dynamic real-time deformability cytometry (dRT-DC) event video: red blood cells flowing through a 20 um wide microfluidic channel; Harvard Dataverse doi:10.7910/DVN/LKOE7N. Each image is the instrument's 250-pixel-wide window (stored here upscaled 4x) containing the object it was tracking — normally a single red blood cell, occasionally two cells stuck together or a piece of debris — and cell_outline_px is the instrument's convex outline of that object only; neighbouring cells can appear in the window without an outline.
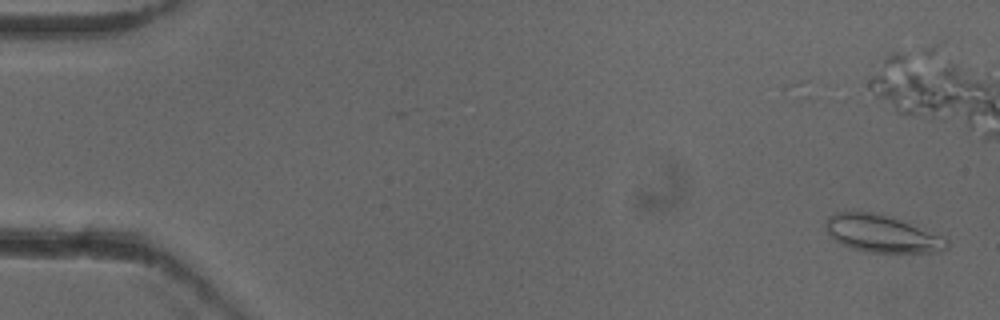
{"species": "common noctule bat (a hibernating species)", "species_latin": "Nyctalus noctula", "temperature_condition": "cold", "stored_images_in_passage": 49, "camera_frame_rate_fps": 3000, "um_per_image_px": 0.085, "animal": {"sex": "female"}, "frame": {"image": 1, "passage_image": 3, "time_ms": 0.667, "image_size_px": [1000, 320], "cell_outline_px": [[948, 248], [944, 252], [864, 252], [852, 248], [836, 240], [828, 232], [824, 224], [828, 216], [836, 212], [872, 212], [892, 216], [908, 220], [948, 236]], "centroid_in_image_um": [75.1, 19.85], "position_along_channel_um": 9.9, "area_um2": 27.11}}
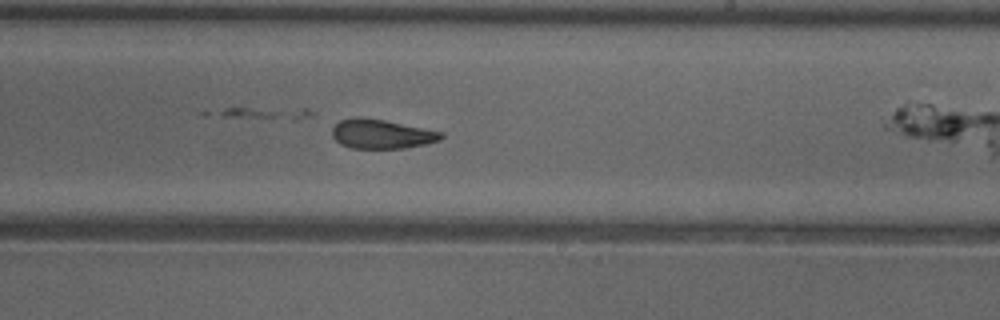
{"frame": {"image": 2, "passage_image": 33, "time_ms": 10.667, "image_size_px": [1000, 320], "cell_outline_px": [[444, 136], [440, 140], [424, 144], [404, 148], [352, 148], [340, 144], [332, 136], [332, 128], [340, 120], [356, 116], [360, 116], [384, 120], [444, 132]], "centroid_in_image_um": [32.42, 11.38], "position_along_channel_um": 256.6, "area_um2": 18.61}}
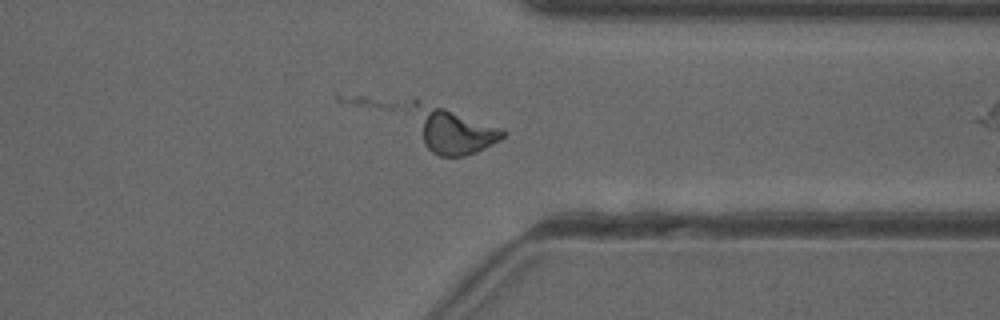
{"frame": {"image": 3, "passage_image": 42, "time_ms": 13.667, "image_size_px": [1000, 320], "cell_outline_px": [[508, 132], [500, 140], [476, 152], [464, 156], [440, 156], [432, 152], [424, 144], [412, 104], [412, 96], [504, 128]], "centroid_in_image_um": [38.54, 11.07], "position_along_channel_um": 372.9, "area_um2": 23.58}}